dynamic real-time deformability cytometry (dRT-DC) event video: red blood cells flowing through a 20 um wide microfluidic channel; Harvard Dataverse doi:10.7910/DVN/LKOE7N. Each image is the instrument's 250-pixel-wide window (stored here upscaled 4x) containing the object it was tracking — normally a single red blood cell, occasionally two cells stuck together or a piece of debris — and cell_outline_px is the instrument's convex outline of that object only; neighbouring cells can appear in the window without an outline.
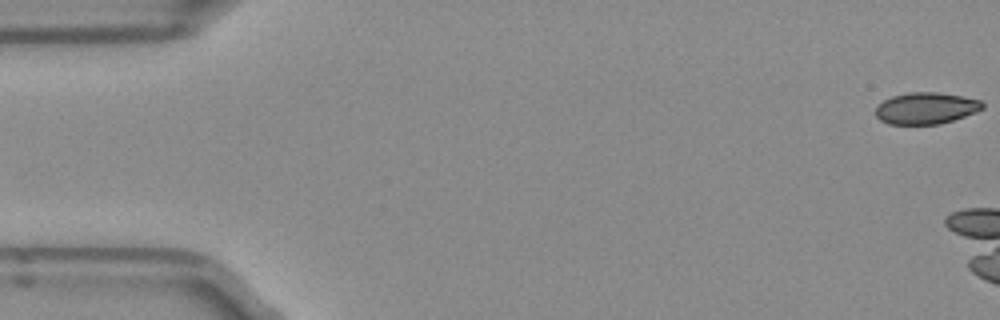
{"species": "Egyptian fruit bat (a non-hibernating species)", "species_latin": "Rousettus aegyptiacus", "temperature_condition": "room temperature", "stored_images_in_passage": 11, "camera_frame_rate_fps": 3000, "um_per_image_px": 0.085, "frame": {"image": 1, "passage_image": 1, "time_ms": 0.0, "image_size_px": [1000, 320], "cell_outline_px": [[984, 108], [976, 112], [940, 124], [888, 124], [880, 120], [876, 116], [876, 108], [884, 100], [892, 96], [908, 92], [936, 92], [960, 96], [980, 100], [984, 104]], "centroid_in_image_um": [78.7, 9.2], "position_along_channel_um": 6.3, "area_um2": 19.54}}